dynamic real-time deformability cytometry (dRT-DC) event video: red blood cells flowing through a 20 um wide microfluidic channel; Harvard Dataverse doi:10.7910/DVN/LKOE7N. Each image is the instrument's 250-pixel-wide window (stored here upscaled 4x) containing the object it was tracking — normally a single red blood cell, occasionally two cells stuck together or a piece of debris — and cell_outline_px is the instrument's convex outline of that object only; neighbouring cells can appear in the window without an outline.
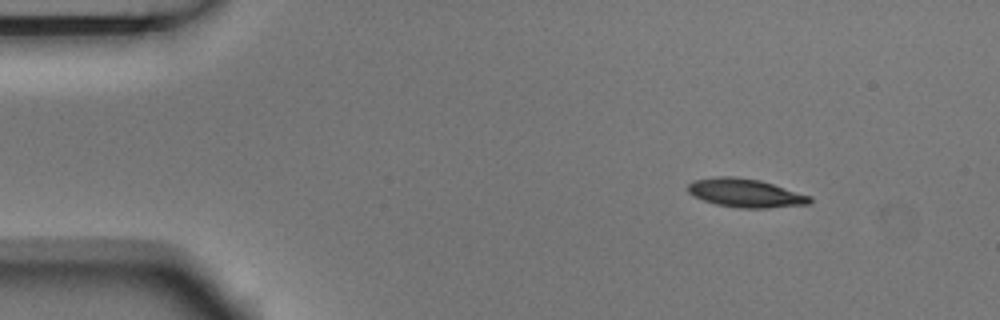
{"species": "Egyptian fruit bat (a non-hibernating species)", "species_latin": "Rousettus aegyptiacus", "temperature_condition": "room temperature", "stored_images_in_passage": 5, "camera_frame_rate_fps": 3000, "um_per_image_px": 0.085, "animal": {"sex": "male"}, "frame": {"image": 1, "passage_image": 1, "time_ms": 0.0, "image_size_px": [1000, 320], "cell_outline_px": [[812, 200], [808, 204], [768, 208], [740, 208], [716, 204], [704, 200], [688, 192], [688, 184], [696, 180], [720, 176], [732, 176], [760, 180], [812, 196]], "centroid_in_image_um": [63.4, 16.41], "position_along_channel_um": 21.6, "area_um2": 20.06}}
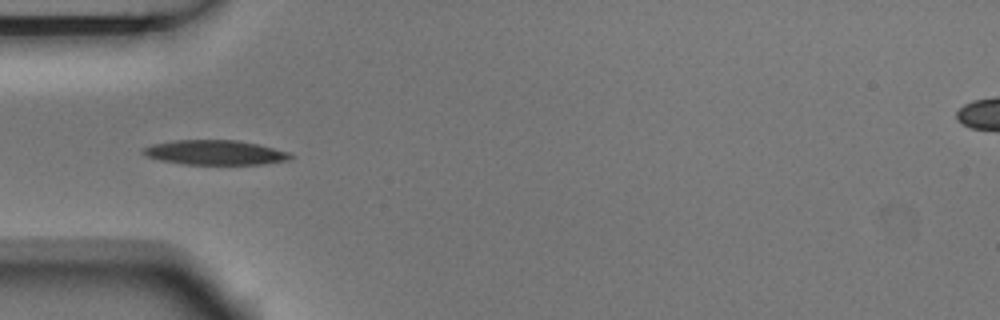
{"frame": {"image": 2, "passage_image": 4, "time_ms": 1.0, "image_size_px": [1000, 320], "cell_outline_px": [[292, 160], [264, 164], [180, 164], [160, 160], [144, 156], [140, 152], [144, 148], [152, 144], [176, 140], [236, 140], [256, 144], [288, 152], [292, 156]], "centroid_in_image_um": [18.24, 12.97], "position_along_channel_um": 66.8, "area_um2": 21.15}}
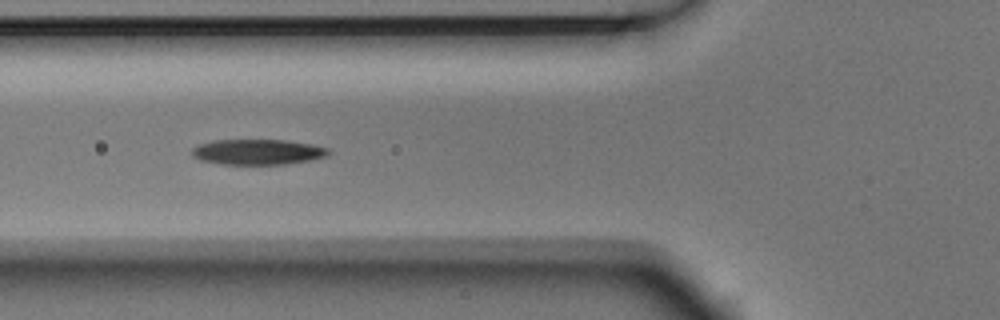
{"frame": {"image": 3, "passage_image": 5, "time_ms": 1.333, "image_size_px": [1000, 320], "cell_outline_px": [[332, 152], [328, 156], [308, 160], [284, 164], [220, 164], [200, 160], [192, 156], [192, 148], [200, 144], [212, 140], [284, 140], [312, 144], [328, 148]], "centroid_in_image_um": [21.9, 12.91], "position_along_channel_um": 103.9, "area_um2": 20.23}}